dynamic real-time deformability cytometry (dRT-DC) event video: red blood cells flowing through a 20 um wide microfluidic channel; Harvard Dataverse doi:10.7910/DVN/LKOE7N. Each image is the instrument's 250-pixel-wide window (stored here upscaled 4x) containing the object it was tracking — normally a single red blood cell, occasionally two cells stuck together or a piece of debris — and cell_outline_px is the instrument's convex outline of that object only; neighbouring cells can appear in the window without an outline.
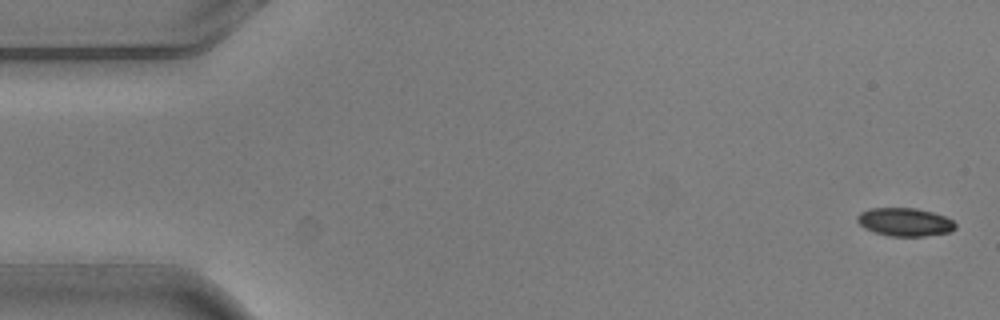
{"species": "common noctule bat (a hibernating species)", "species_latin": "Nyctalus noctula", "temperature_condition": "warm", "stored_images_in_passage": 5, "camera_frame_rate_fps": 3000, "um_per_image_px": 0.085, "animal": {"sex": "male", "body_mass_g": 20.5, "forearm_length_mm": 52.5}, "frame": {"image": 1, "passage_image": 1, "time_ms": 0.0, "image_size_px": [1000, 320], "cell_outline_px": [[956, 228], [952, 232], [924, 236], [888, 236], [864, 228], [856, 220], [856, 216], [860, 212], [868, 208], [916, 208], [932, 212], [944, 216], [952, 220], [956, 224]], "centroid_in_image_um": [76.91, 18.87], "position_along_channel_um": 8.1, "area_um2": 16.24}}
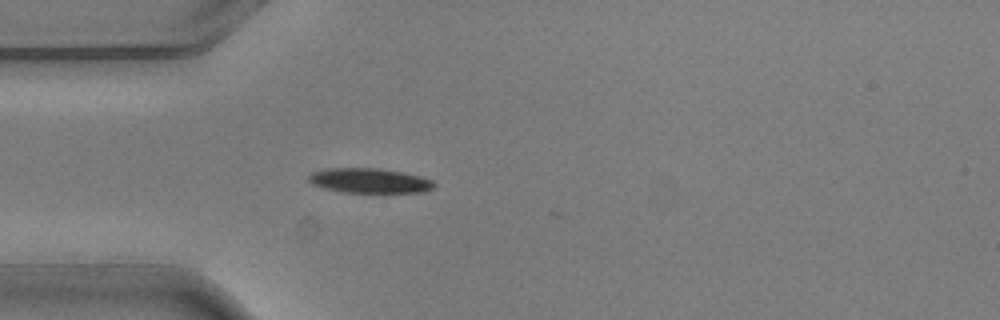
{"frame": {"image": 2, "passage_image": 5, "time_ms": 1.333, "image_size_px": [1000, 320], "cell_outline_px": [[436, 184], [432, 188], [424, 192], [340, 192], [312, 184], [308, 180], [308, 176], [312, 172], [328, 168], [376, 168], [400, 172], [420, 176], [432, 180]], "centroid_in_image_um": [31.39, 15.35], "position_along_channel_um": 53.6, "area_um2": 17.92}}